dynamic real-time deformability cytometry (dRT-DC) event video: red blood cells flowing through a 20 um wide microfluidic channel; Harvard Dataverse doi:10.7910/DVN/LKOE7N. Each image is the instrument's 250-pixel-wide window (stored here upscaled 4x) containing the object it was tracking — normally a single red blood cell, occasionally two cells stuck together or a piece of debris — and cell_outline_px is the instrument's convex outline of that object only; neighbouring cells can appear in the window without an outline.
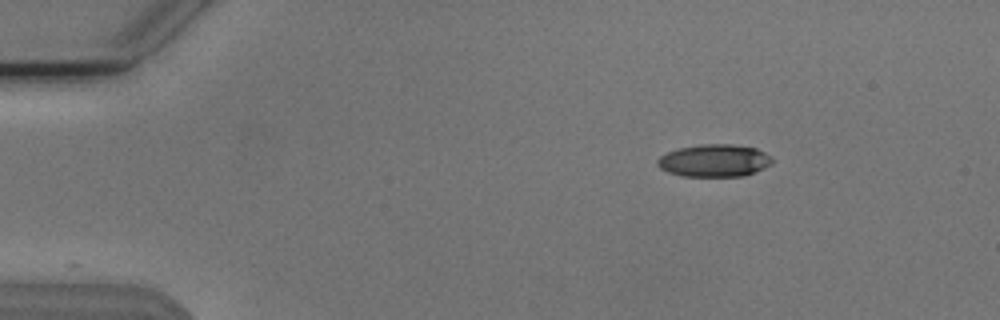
{"species": "Egyptian fruit bat (a non-hibernating species)", "species_latin": "Rousettus aegyptiacus", "temperature_condition": "cold", "stored_images_in_passage": 23, "camera_frame_rate_fps": 3000, "um_per_image_px": 0.085, "animal": {"sex": "male"}, "frame": {"image": 1, "passage_image": 1, "time_ms": 0.0, "image_size_px": [1000, 320], "cell_outline_px": [[772, 164], [764, 168], [744, 176], [680, 176], [668, 172], [660, 168], [656, 164], [656, 160], [660, 156], [668, 152], [680, 148], [700, 144], [732, 144], [756, 148], [772, 156]], "centroid_in_image_um": [60.71, 13.65], "position_along_channel_um": 24.3, "area_um2": 21.79}}
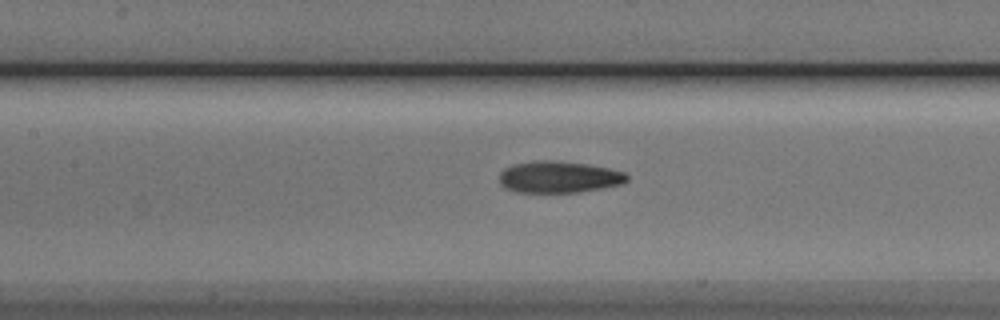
{"frame": {"image": 2, "passage_image": 18, "time_ms": 5.667, "image_size_px": [1000, 320], "cell_outline_px": [[628, 180], [620, 184], [600, 188], [576, 192], [520, 192], [508, 188], [500, 180], [500, 172], [504, 168], [512, 164], [536, 160], [552, 160], [588, 164], [608, 168], [624, 172], [628, 176]], "centroid_in_image_um": [47.51, 15.02], "position_along_channel_um": 159.9, "area_um2": 23.24}}
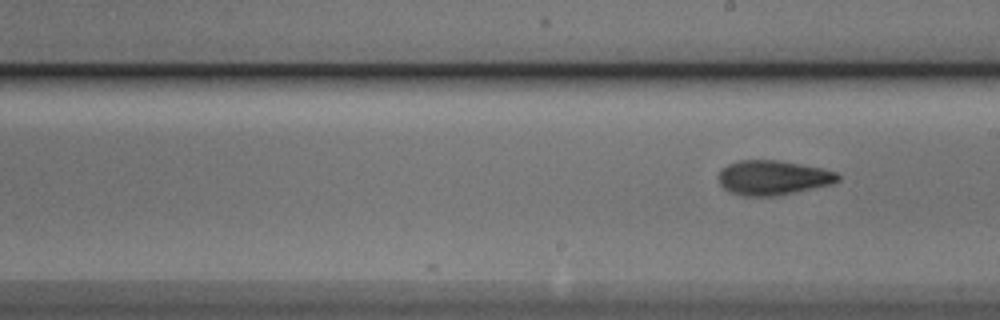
{"frame": {"image": 3, "passage_image": 23, "time_ms": 7.333, "image_size_px": [1000, 320], "cell_outline_px": [[840, 180], [832, 184], [776, 196], [744, 196], [728, 192], [720, 184], [720, 172], [728, 164], [740, 160], [776, 160], [820, 168], [836, 172], [840, 176]], "centroid_in_image_um": [65.71, 15.11], "position_along_channel_um": 223.3, "area_um2": 23.81}}